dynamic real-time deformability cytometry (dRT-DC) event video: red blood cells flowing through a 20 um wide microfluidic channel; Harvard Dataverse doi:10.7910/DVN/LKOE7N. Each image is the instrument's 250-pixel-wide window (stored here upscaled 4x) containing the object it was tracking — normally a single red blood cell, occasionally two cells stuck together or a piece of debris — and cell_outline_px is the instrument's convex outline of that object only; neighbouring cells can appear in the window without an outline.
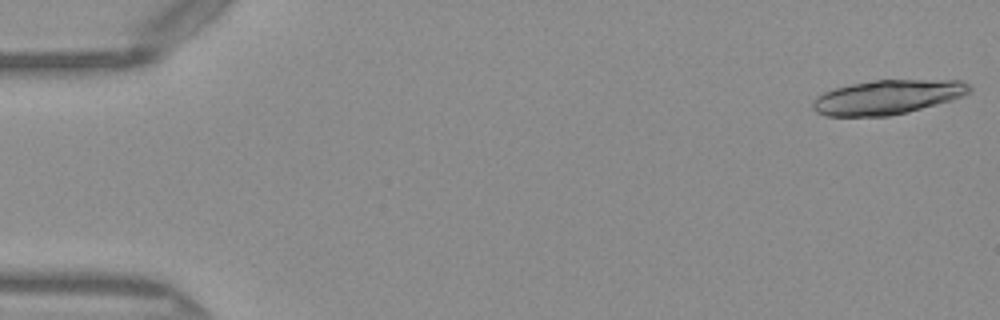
{"species": "Egyptian fruit bat (a non-hibernating species)", "species_latin": "Rousettus aegyptiacus", "temperature_condition": "warm", "stored_images_in_passage": 12, "camera_frame_rate_fps": 3000, "um_per_image_px": 0.085, "frame": {"image": 1, "passage_image": 1, "time_ms": 0.0, "image_size_px": [1000, 320], "cell_outline_px": [[972, 92], [964, 96], [952, 100], [908, 112], [888, 116], [828, 116], [816, 112], [812, 108], [812, 104], [816, 96], [832, 88], [852, 84], [876, 80], [960, 80], [968, 84], [972, 88]], "centroid_in_image_um": [75.45, 8.25], "position_along_channel_um": 9.6, "area_um2": 31.5}}